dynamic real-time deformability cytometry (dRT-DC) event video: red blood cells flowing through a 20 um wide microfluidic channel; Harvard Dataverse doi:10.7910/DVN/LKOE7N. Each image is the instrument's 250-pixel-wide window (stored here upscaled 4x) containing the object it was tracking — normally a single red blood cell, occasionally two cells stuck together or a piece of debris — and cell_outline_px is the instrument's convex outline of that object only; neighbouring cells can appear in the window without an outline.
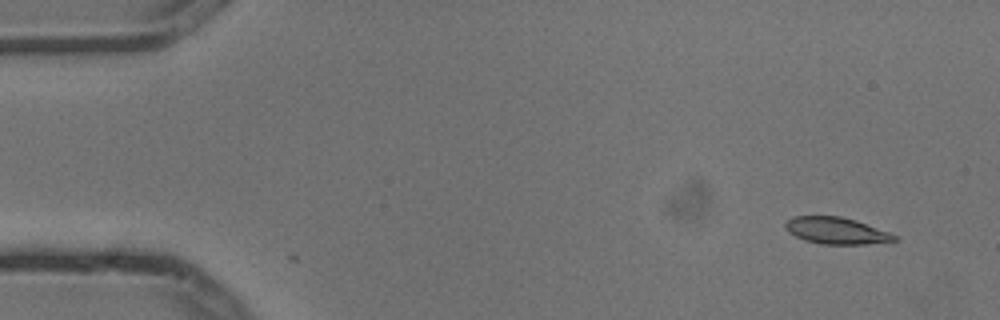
{"species": "common noctule bat (a hibernating species)", "species_latin": "Nyctalus noctula", "temperature_condition": "cold", "stored_images_in_passage": 5, "camera_frame_rate_fps": 3000, "um_per_image_px": 0.085, "animal": {"sex": "male", "body_mass_g": 13.3}, "frame": {"image": 1, "passage_image": 1, "time_ms": 0.0, "image_size_px": [1000, 320], "cell_outline_px": [[900, 240], [864, 244], [820, 244], [804, 240], [788, 232], [784, 228], [784, 220], [792, 216], [840, 216], [856, 220], [888, 232], [896, 236]], "centroid_in_image_um": [71.02, 19.6], "position_along_channel_um": 14.0, "area_um2": 17.05}}
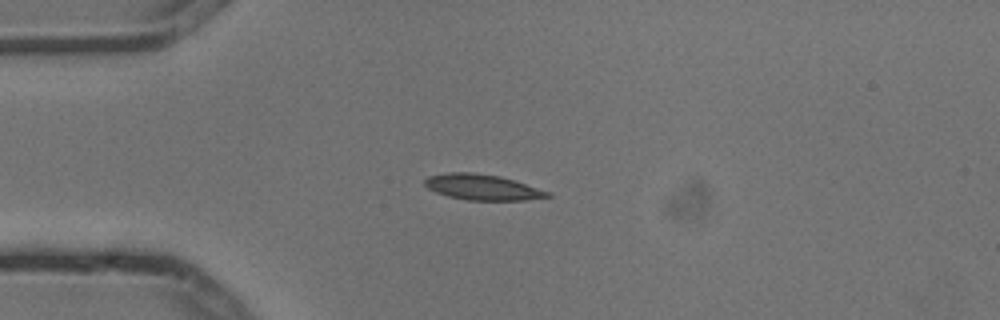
{"frame": {"image": 2, "passage_image": 4, "time_ms": 1.0, "image_size_px": [1000, 320], "cell_outline_px": [[552, 196], [524, 200], [468, 200], [448, 196], [436, 192], [428, 188], [424, 184], [424, 180], [428, 176], [448, 172], [472, 172], [500, 176], [552, 192]], "centroid_in_image_um": [41.0, 15.9], "position_along_channel_um": 44.0, "area_um2": 18.32}}